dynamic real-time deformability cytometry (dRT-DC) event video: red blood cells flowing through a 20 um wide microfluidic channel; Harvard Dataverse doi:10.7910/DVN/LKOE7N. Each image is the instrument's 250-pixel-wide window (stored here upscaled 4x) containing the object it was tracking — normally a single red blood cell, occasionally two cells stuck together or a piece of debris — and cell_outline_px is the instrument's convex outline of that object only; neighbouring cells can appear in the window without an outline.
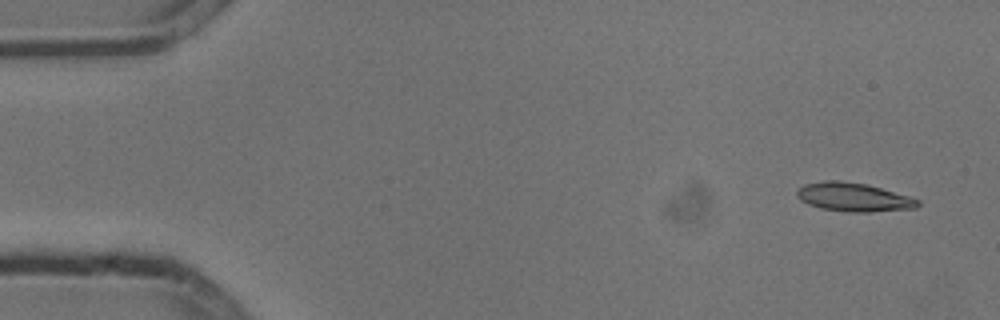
{"species": "common noctule bat (a hibernating species)", "species_latin": "Nyctalus noctula", "temperature_condition": "cold", "stored_images_in_passage": 8, "camera_frame_rate_fps": 3000, "um_per_image_px": 0.085, "animal": {"sex": "male", "body_mass_g": 13.3}, "frame": {"image": 1, "passage_image": 1, "time_ms": 0.0, "image_size_px": [1000, 320], "cell_outline_px": [[920, 204], [916, 208], [868, 212], [848, 212], [820, 208], [808, 204], [800, 200], [796, 196], [796, 192], [804, 184], [824, 180], [840, 180], [864, 184], [880, 188], [908, 196], [920, 200]], "centroid_in_image_um": [72.52, 16.76], "position_along_channel_um": 12.5, "area_um2": 20.11}}
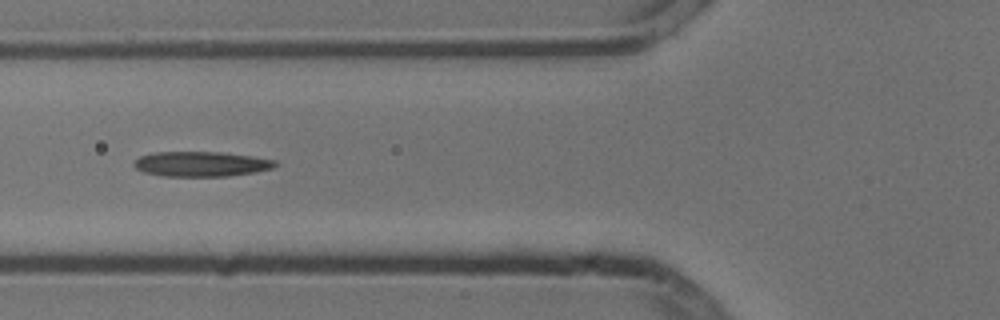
{"frame": {"image": 2, "passage_image": 6, "time_ms": 1.667, "image_size_px": [1000, 320], "cell_outline_px": [[280, 164], [272, 168], [256, 172], [228, 176], [160, 176], [144, 172], [136, 168], [132, 164], [140, 156], [152, 152], [224, 152], [252, 156], [276, 160]], "centroid_in_image_um": [17.12, 13.94], "position_along_channel_um": 108.7, "area_um2": 20.75}}
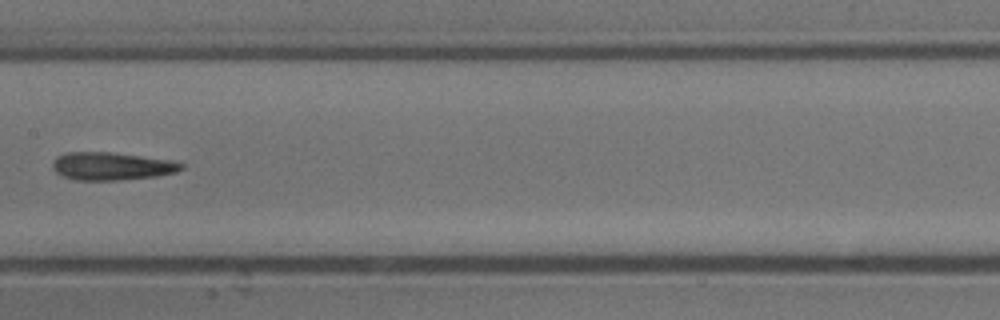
{"frame": {"image": 3, "passage_image": 8, "time_ms": 2.333, "image_size_px": [1000, 320], "cell_outline_px": [[184, 168], [176, 172], [156, 176], [116, 180], [76, 180], [64, 176], [56, 172], [52, 168], [52, 164], [56, 156], [68, 152], [112, 152], [172, 160], [184, 164]], "centroid_in_image_um": [9.49, 14.12], "position_along_channel_um": 197.9, "area_um2": 20.87}}